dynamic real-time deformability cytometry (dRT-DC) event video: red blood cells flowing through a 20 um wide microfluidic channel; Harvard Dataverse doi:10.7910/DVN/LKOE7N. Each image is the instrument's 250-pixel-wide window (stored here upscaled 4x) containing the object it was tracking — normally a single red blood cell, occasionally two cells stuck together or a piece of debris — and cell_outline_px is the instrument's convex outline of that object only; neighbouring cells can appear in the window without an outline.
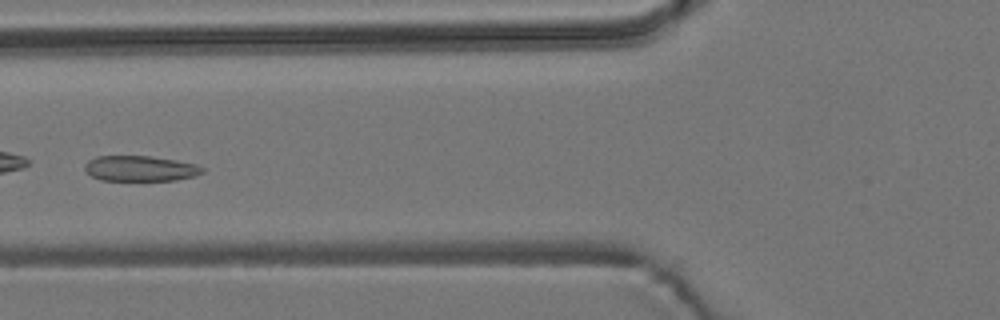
{"species": "common noctule bat (a hibernating species)", "species_latin": "Nyctalus noctula", "temperature_condition": "room temperature", "stored_images_in_passage": 5, "camera_frame_rate_fps": 3000, "um_per_image_px": 0.085, "animal": {"sex": "male", "body_mass_g": 19.2, "forearm_length_mm": 51.8}, "frame": {"image": 1, "passage_image": 5, "time_ms": 5.667, "image_size_px": [1000, 320], "cell_outline_px": [[204, 172], [192, 176], [176, 180], [100, 180], [84, 172], [84, 164], [88, 160], [96, 156], [148, 156], [176, 160], [196, 164], [204, 168]], "centroid_in_image_um": [11.87, 14.32], "position_along_channel_um": 113.9, "area_um2": 17.46}}